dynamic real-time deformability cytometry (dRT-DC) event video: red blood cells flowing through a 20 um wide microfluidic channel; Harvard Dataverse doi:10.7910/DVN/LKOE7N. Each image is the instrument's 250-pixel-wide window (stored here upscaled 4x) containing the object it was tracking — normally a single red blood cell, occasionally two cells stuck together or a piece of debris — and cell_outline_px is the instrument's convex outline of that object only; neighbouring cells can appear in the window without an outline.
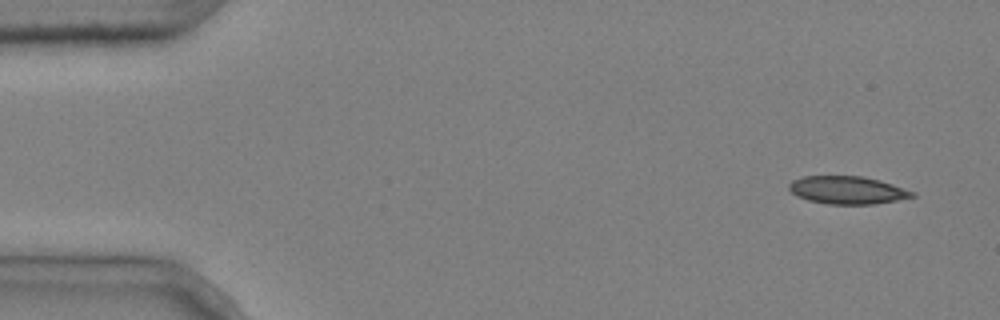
{"species": "common noctule bat (a hibernating species)", "species_latin": "Nyctalus noctula", "temperature_condition": "cold", "stored_images_in_passage": 5, "camera_frame_rate_fps": 3000, "um_per_image_px": 0.085, "animal": {"sex": "male", "body_mass_g": 20.4}, "frame": {"image": 1, "passage_image": 1, "time_ms": 0.0, "image_size_px": [1000, 320], "cell_outline_px": [[916, 196], [896, 200], [872, 204], [828, 204], [808, 200], [796, 196], [788, 188], [788, 184], [792, 180], [804, 176], [860, 176], [880, 180], [916, 192]], "centroid_in_image_um": [72.01, 16.15], "position_along_channel_um": 13.0, "area_um2": 19.94}}
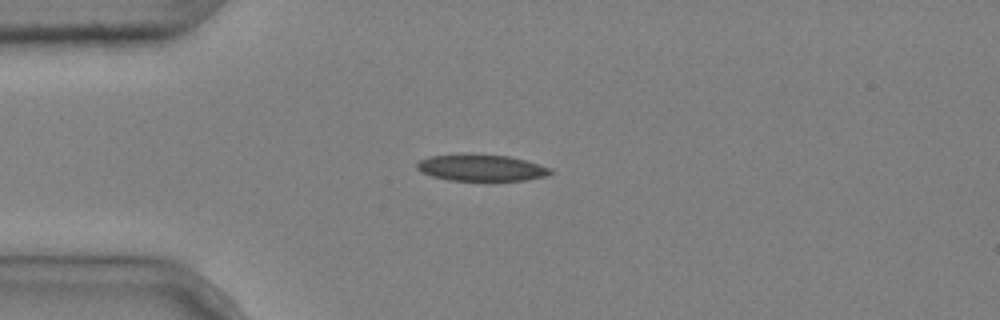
{"frame": {"image": 2, "passage_image": 4, "time_ms": 1.0, "image_size_px": [1000, 320], "cell_outline_px": [[556, 172], [544, 176], [524, 180], [448, 180], [432, 176], [420, 172], [416, 168], [416, 164], [420, 160], [428, 156], [508, 156], [524, 160], [552, 168]], "centroid_in_image_um": [40.93, 14.29], "position_along_channel_um": 44.1, "area_um2": 19.88}}
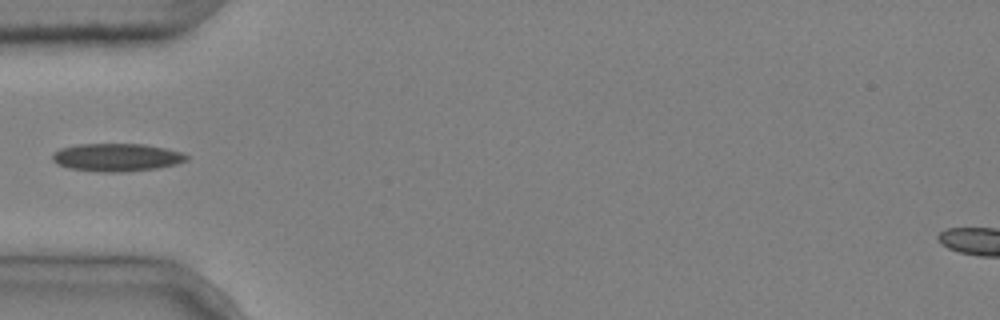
{"frame": {"image": 3, "passage_image": 5, "time_ms": 1.333, "image_size_px": [1000, 320], "cell_outline_px": [[188, 160], [176, 164], [156, 168], [120, 172], [100, 172], [68, 168], [56, 164], [52, 160], [52, 152], [60, 148], [76, 144], [144, 144], [184, 152], [188, 156]], "centroid_in_image_um": [9.89, 13.37], "position_along_channel_um": 75.1, "area_um2": 21.96}}